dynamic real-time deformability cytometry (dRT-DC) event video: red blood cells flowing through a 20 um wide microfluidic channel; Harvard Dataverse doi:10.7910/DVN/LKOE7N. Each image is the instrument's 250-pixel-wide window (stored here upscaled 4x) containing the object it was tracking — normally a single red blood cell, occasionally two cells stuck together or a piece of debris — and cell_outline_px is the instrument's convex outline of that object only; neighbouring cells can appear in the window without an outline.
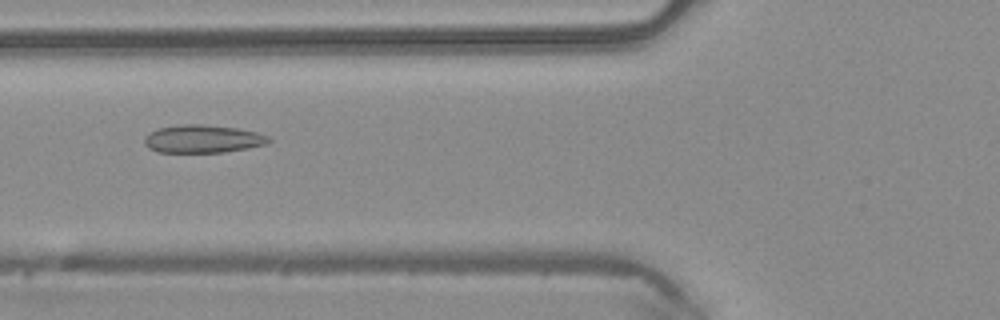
{"species": "common noctule bat (a hibernating species)", "species_latin": "Nyctalus noctula", "temperature_condition": "warm", "stored_images_in_passage": 45, "camera_frame_rate_fps": 3000, "um_per_image_px": 0.085, "animal": {"sex": "male", "body_mass_g": 20.4}, "frame": {"image": 1, "passage_image": 15, "time_ms": 4.667, "image_size_px": [1000, 320], "cell_outline_px": [[272, 140], [268, 144], [248, 148], [224, 152], [156, 152], [148, 148], [144, 144], [144, 136], [148, 132], [156, 128], [180, 124], [200, 124], [236, 128], [256, 132], [268, 136]], "centroid_in_image_um": [17.19, 11.8], "position_along_channel_um": 108.6, "area_um2": 20.46}}
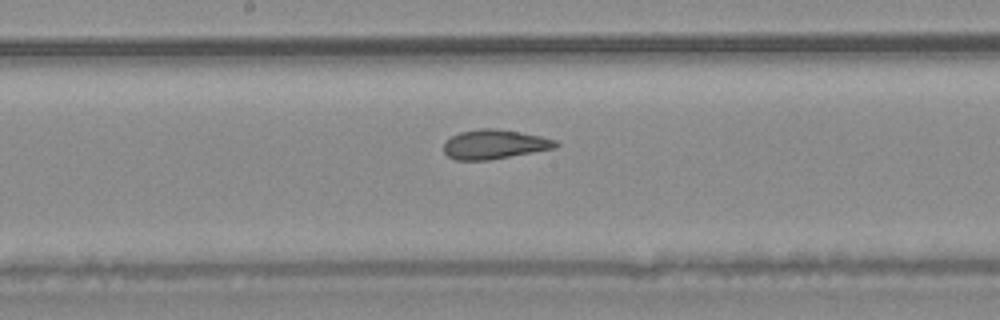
{"frame": {"image": 2, "passage_image": 22, "time_ms": 7.0, "image_size_px": [1000, 320], "cell_outline_px": [[560, 144], [556, 148], [488, 160], [456, 160], [448, 156], [444, 152], [444, 144], [452, 136], [460, 132], [480, 128], [496, 128], [520, 132], [540, 136], [556, 140]], "centroid_in_image_um": [42.04, 12.26], "position_along_channel_um": 206.2, "area_um2": 19.07}}
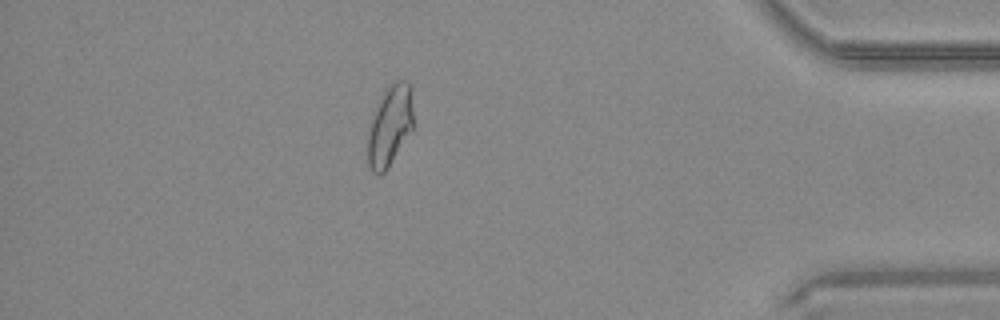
{"frame": {"image": 3, "passage_image": 39, "time_ms": 12.667, "image_size_px": [1000, 320], "cell_outline_px": [[412, 128], [388, 168], [380, 176], [372, 172], [368, 164], [368, 136], [372, 120], [384, 92], [388, 84], [396, 80], [408, 80], [412, 84]], "centroid_in_image_um": [33.16, 10.67], "position_along_channel_um": 402.0, "area_um2": 21.04}, "authors_computed_cell_mechanics": {"area_um2": 20.8658, "velocity_mm_per_s": 4.1825, "shape_relaxation_time_tau1_ms": 9.0354, "shape_relaxation_time_tau2_ms": 1.8231, "deformation_change_tau1": 0.1737, "deformation_change_tau2": 0.0668}}